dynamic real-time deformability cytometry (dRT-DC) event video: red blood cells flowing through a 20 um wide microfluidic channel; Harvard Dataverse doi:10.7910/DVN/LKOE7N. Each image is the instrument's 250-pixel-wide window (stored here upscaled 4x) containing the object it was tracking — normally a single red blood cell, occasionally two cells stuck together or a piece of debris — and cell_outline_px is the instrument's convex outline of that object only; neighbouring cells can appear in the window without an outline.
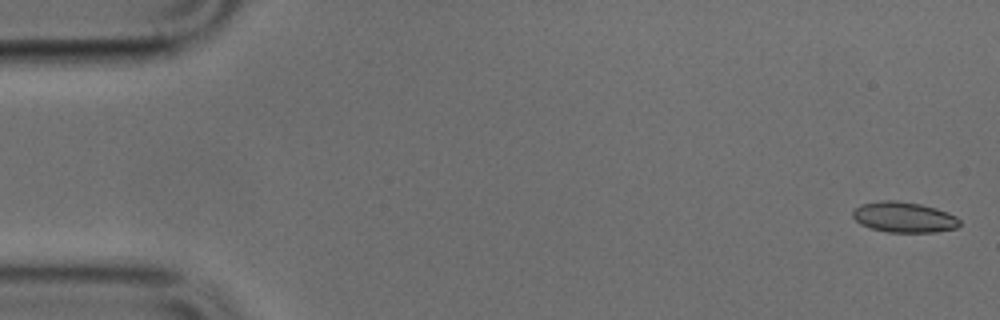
{"species": "common noctule bat (a hibernating species)", "species_latin": "Nyctalus noctula", "temperature_condition": "cold", "stored_images_in_passage": 50, "camera_frame_rate_fps": 3000, "um_per_image_px": 0.085, "animal": {"sex": "male", "body_mass_g": 17.9, "forearm_length_mm": 54.2}, "frame": {"image": 1, "passage_image": 1, "time_ms": 0.0, "image_size_px": [1000, 320], "cell_outline_px": [[960, 224], [956, 228], [936, 232], [888, 232], [872, 228], [860, 224], [852, 216], [852, 212], [860, 204], [884, 200], [896, 200], [920, 204], [936, 208], [948, 212], [956, 216], [960, 220]], "centroid_in_image_um": [76.85, 18.46], "position_along_channel_um": 8.2, "area_um2": 19.02}}
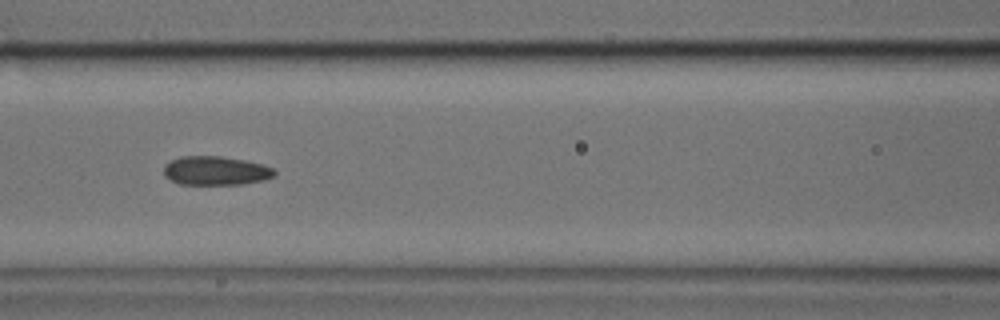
{"frame": {"image": 2, "passage_image": 21, "time_ms": 6.667, "image_size_px": [1000, 320], "cell_outline_px": [[276, 176], [264, 180], [244, 184], [180, 184], [164, 176], [164, 164], [180, 156], [220, 156], [244, 160], [260, 164], [272, 168], [276, 172]], "centroid_in_image_um": [18.33, 14.51], "position_along_channel_um": 148.3, "area_um2": 18.61}}
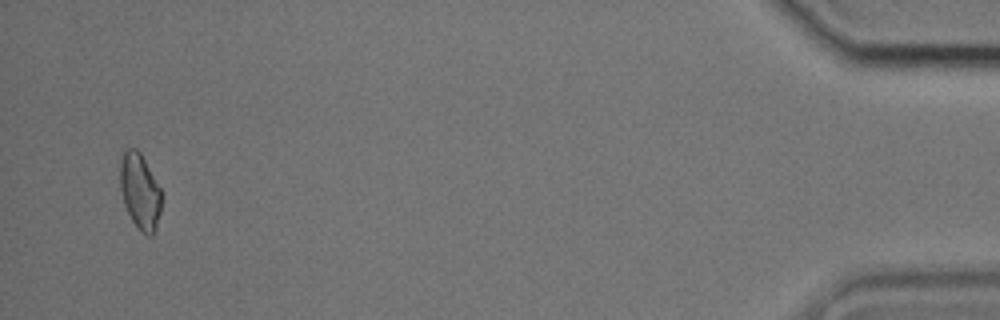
{"frame": {"image": 3, "passage_image": 48, "time_ms": 15.667, "image_size_px": [1000, 320], "cell_outline_px": [[160, 212], [156, 228], [152, 236], [148, 236], [140, 232], [132, 220], [124, 204], [120, 188], [120, 160], [124, 152], [128, 148], [136, 148], [140, 152], [160, 188]], "centroid_in_image_um": [11.88, 16.28], "position_along_channel_um": 423.3, "area_um2": 18.09}}